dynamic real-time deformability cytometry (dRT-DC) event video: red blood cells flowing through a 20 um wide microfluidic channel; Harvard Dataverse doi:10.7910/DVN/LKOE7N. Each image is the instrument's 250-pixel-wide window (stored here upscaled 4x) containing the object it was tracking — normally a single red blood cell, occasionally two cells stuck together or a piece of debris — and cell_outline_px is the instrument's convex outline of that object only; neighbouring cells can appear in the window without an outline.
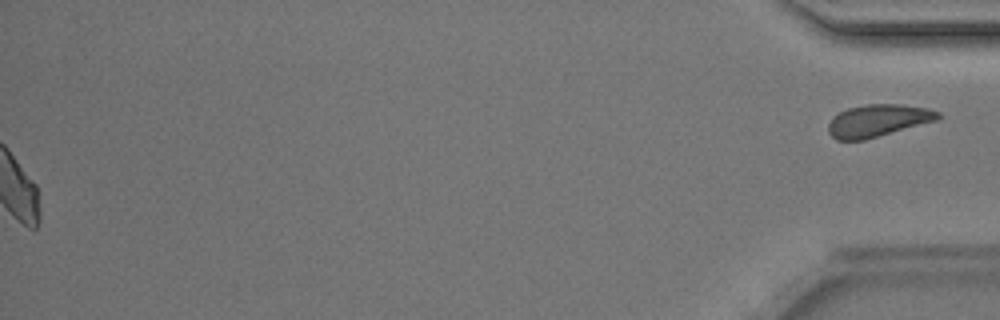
{"species": "Egyptian fruit bat (a non-hibernating species)", "species_latin": "Rousettus aegyptiacus", "temperature_condition": "room temperature", "stored_images_in_passage": 45, "segment_of_instrument_passage": [2, 2], "camera_frame_rate_fps": 3000, "um_per_image_px": 0.085, "animal": {"sex": "male"}, "frame": {"image": 1, "passage_image": 45, "time_ms": 14.667, "image_size_px": [1000, 320], "cell_outline_px": [[940, 120], [864, 140], [836, 140], [828, 132], [828, 124], [832, 116], [848, 108], [868, 104], [900, 104], [928, 108], [940, 112]], "centroid_in_image_um": [74.65, 10.25], "position_along_channel_um": 360.6, "area_um2": 20.81}}